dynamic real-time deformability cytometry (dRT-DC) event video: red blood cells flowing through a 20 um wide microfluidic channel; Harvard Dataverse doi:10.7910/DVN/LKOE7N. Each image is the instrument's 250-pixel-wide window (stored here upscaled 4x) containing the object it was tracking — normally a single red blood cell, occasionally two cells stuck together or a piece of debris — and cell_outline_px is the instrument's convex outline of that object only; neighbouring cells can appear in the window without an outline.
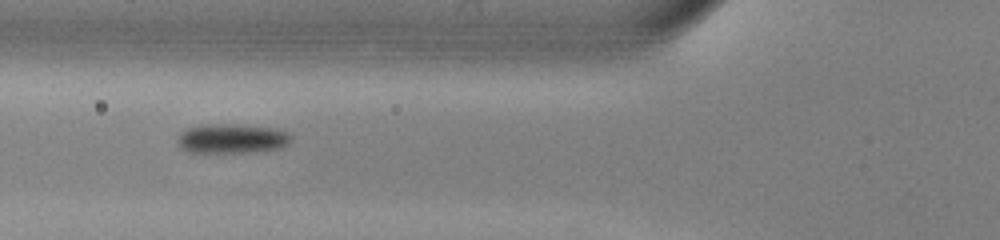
{"species": "common noctule bat (a hibernating species)", "species_latin": "Nyctalus noctula", "temperature_condition": "warm", "stored_images_in_passage": 38, "camera_frame_rate_fps": 3000, "um_per_image_px": 0.085, "animal": {"sex": "male", "body_mass_g": 13.0, "forearm_length_mm": 53.1}, "frame": {"image": 1, "passage_image": 10, "time_ms": 3.0, "image_size_px": [1000, 240], "cell_outline_px": [[292, 136], [288, 144], [276, 148], [248, 152], [188, 152], [180, 144], [180, 132], [188, 128], [208, 124], [232, 124], [276, 128], [288, 132]], "centroid_in_image_um": [19.75, 11.76], "position_along_channel_um": 106.0, "area_um2": 19.07}}
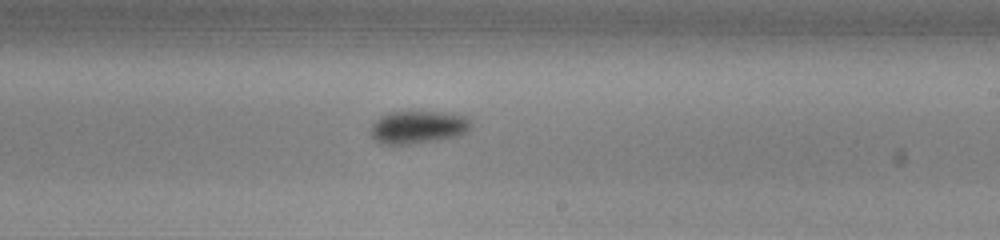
{"frame": {"image": 2, "passage_image": 21, "time_ms": 6.667, "image_size_px": [1000, 240], "cell_outline_px": [[472, 124], [468, 132], [456, 136], [412, 144], [380, 144], [372, 136], [372, 124], [380, 116], [388, 112], [444, 112], [464, 116], [472, 120]], "centroid_in_image_um": [35.55, 10.8], "position_along_channel_um": 253.4, "area_um2": 19.07}}
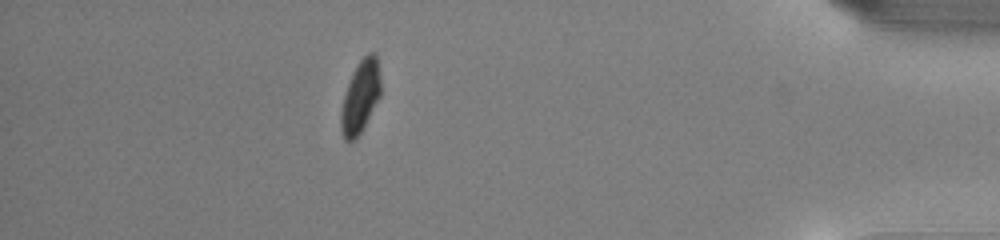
{"frame": {"image": 3, "passage_image": 36, "time_ms": 11.667, "image_size_px": [1000, 240], "cell_outline_px": [[380, 96], [364, 128], [356, 140], [344, 140], [340, 128], [340, 112], [344, 92], [356, 64], [368, 52], [376, 52], [380, 76]], "centroid_in_image_um": [30.62, 8.23], "position_along_channel_um": 404.6, "area_um2": 17.11}, "authors_computed_cell_mechanics": {"area_um2": 19.1029, "velocity_mm_per_s": 4.0309, "shape_relaxation_time_tau1_ms": 1.7676, "shape_relaxation_time_tau2_ms": null, "deformation_change_tau1": 0.0867, "deformation_change_tau2": null}}